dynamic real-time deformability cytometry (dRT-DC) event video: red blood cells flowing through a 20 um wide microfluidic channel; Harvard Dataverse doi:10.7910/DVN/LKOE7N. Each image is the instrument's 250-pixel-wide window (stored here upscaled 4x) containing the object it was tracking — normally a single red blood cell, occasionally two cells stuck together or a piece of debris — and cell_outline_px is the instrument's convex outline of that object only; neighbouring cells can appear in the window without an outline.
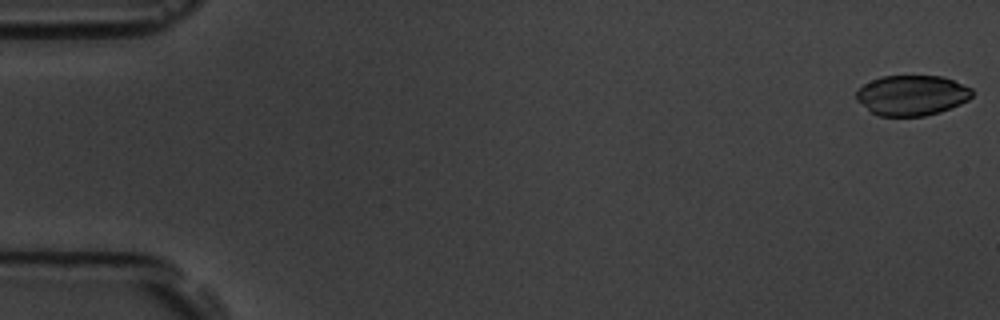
{"species": "common noctule bat (a hibernating species)", "species_latin": "Nyctalus noctula", "temperature_condition": "room temperature", "stored_images_in_passage": 6, "camera_frame_rate_fps": 3000, "um_per_image_px": 0.085, "animal": {"sex": "male", "body_mass_g": 19.5, "forearm_length_mm": 54.6}, "frame": {"image": 1, "passage_image": 1, "time_ms": 0.0, "image_size_px": [1000, 320], "cell_outline_px": [[976, 92], [968, 100], [960, 104], [940, 112], [924, 116], [880, 116], [872, 112], [856, 100], [856, 92], [864, 84], [880, 76], [940, 76], [952, 80], [972, 88]], "centroid_in_image_um": [77.53, 8.1], "position_along_channel_um": 7.5, "area_um2": 27.17}}
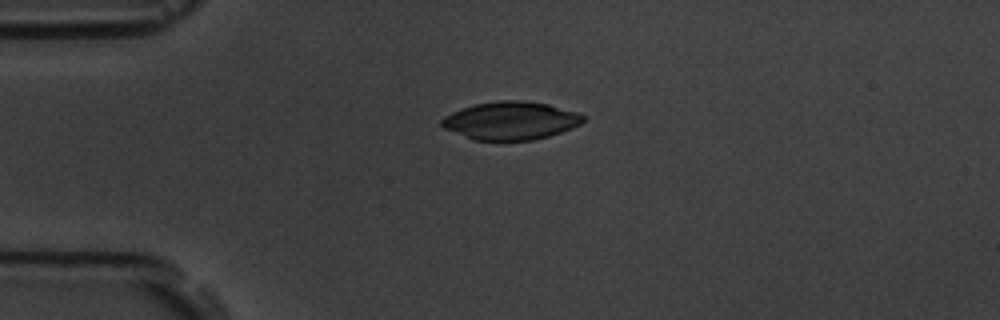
{"frame": {"image": 2, "passage_image": 4, "time_ms": 4.333, "image_size_px": [1000, 320], "cell_outline_px": [[584, 120], [580, 124], [572, 128], [548, 136], [532, 140], [472, 140], [444, 128], [440, 124], [440, 120], [444, 116], [460, 108], [472, 104], [496, 100], [524, 100], [548, 104], [576, 112], [584, 116]], "centroid_in_image_um": [43.36, 10.24], "position_along_channel_um": 41.6, "area_um2": 31.5}}